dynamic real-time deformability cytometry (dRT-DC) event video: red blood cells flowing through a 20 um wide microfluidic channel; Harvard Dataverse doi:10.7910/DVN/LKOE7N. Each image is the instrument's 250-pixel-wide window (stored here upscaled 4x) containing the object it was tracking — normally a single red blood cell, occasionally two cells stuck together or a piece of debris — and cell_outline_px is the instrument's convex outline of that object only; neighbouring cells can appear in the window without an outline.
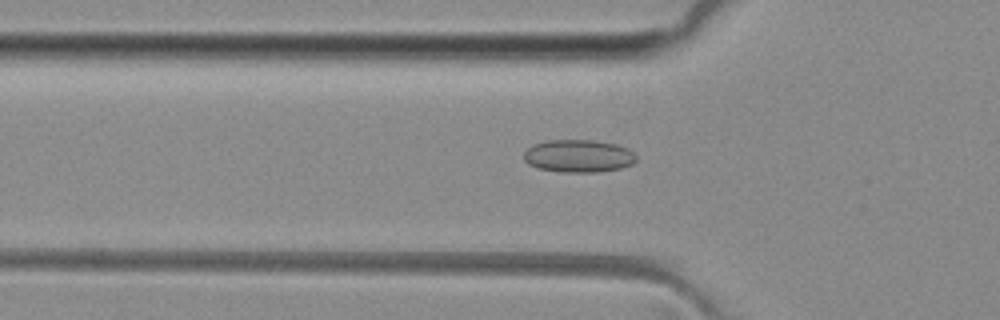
{"species": "common noctule bat (a hibernating species)", "species_latin": "Nyctalus noctula", "temperature_condition": "room temperature", "stored_images_in_passage": 42, "camera_frame_rate_fps": 3000, "um_per_image_px": 0.085, "animal": {"sex": "female", "body_mass_g": 29.2, "forearm_length_mm": 56.3}, "frame": {"image": 1, "passage_image": 8, "time_ms": 2.333, "image_size_px": [1000, 320], "cell_outline_px": [[636, 160], [632, 164], [620, 168], [600, 172], [560, 172], [540, 168], [528, 164], [524, 160], [524, 152], [532, 144], [548, 140], [592, 140], [616, 144], [628, 148], [636, 156]], "centroid_in_image_um": [49.16, 13.26], "position_along_channel_um": 76.6, "area_um2": 21.44}}
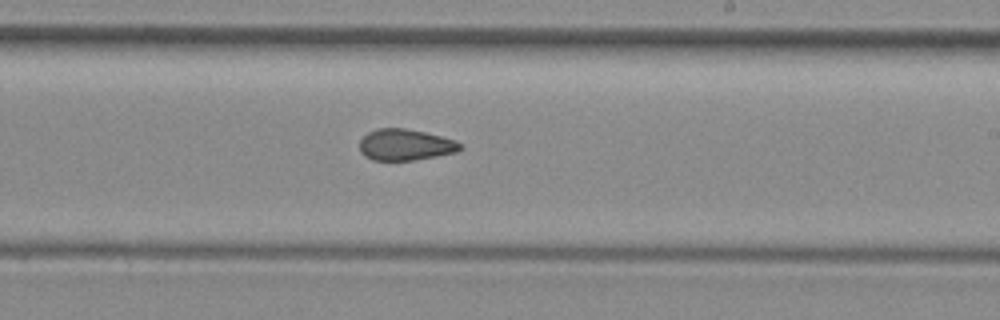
{"frame": {"image": 2, "passage_image": 21, "time_ms": 6.667, "image_size_px": [1000, 320], "cell_outline_px": [[464, 148], [456, 152], [436, 156], [412, 160], [372, 160], [364, 156], [360, 152], [360, 140], [368, 132], [376, 128], [404, 128], [424, 132], [456, 140]], "centroid_in_image_um": [34.44, 12.3], "position_along_channel_um": 254.6, "area_um2": 18.32}}
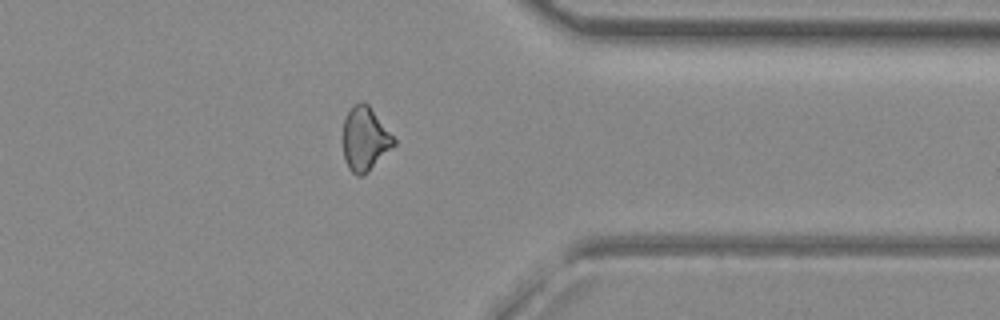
{"frame": {"image": 3, "passage_image": 31, "time_ms": 10.0, "image_size_px": [1000, 320], "cell_outline_px": [[396, 144], [368, 172], [360, 176], [356, 176], [348, 168], [344, 160], [344, 120], [348, 112], [360, 100], [364, 100], [368, 104], [396, 140]], "centroid_in_image_um": [31.03, 11.82], "position_along_channel_um": 380.4, "area_um2": 18.73}, "authors_computed_cell_mechanics": {"area_um2": 19.1607, "velocity_mm_per_s": 4.0962, "shape_relaxation_time_tau1_ms": null, "shape_relaxation_time_tau2_ms": 2.8397, "deformation_change_tau1": null, "deformation_change_tau2": 0.0913}}